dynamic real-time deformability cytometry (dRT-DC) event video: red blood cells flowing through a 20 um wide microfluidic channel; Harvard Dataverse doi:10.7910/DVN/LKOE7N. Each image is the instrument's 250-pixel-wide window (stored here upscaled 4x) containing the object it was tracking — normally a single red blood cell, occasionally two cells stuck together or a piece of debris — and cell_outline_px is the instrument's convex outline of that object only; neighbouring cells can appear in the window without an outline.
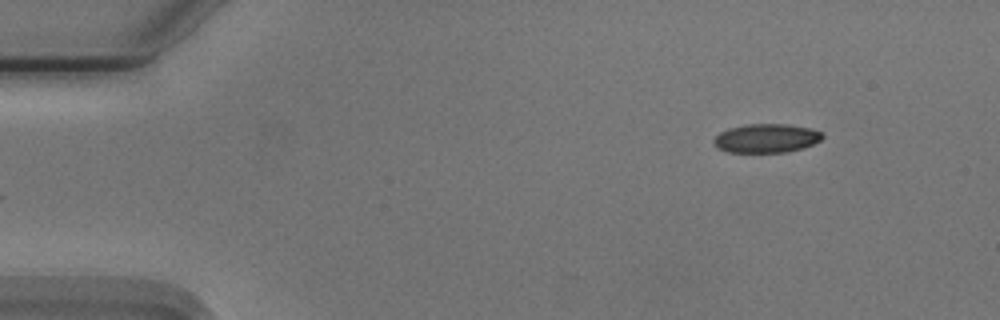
{"species": "Egyptian fruit bat (a non-hibernating species)", "species_latin": "Rousettus aegyptiacus", "temperature_condition": "cold", "stored_images_in_passage": 49, "camera_frame_rate_fps": 3000, "um_per_image_px": 0.085, "animal": {"sex": "male"}, "frame": {"image": 1, "passage_image": 1, "time_ms": 0.0, "image_size_px": [1000, 320], "cell_outline_px": [[824, 136], [820, 140], [804, 148], [788, 152], [728, 152], [716, 148], [712, 140], [720, 132], [728, 128], [748, 124], [788, 124], [808, 128], [820, 132]], "centroid_in_image_um": [65.1, 11.76], "position_along_channel_um": 19.9, "area_um2": 18.26}}
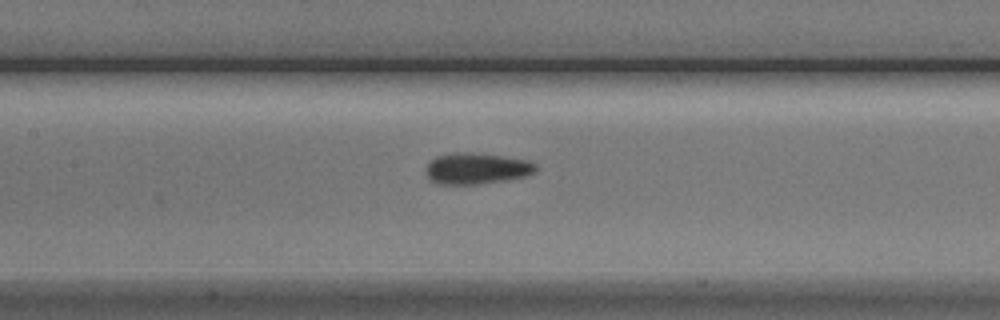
{"frame": {"image": 2, "passage_image": 20, "time_ms": 6.333, "image_size_px": [1000, 320], "cell_outline_px": [[536, 172], [524, 176], [508, 180], [480, 184], [436, 184], [428, 180], [424, 172], [424, 168], [428, 160], [436, 156], [456, 152], [460, 152], [504, 156], [528, 160], [536, 164]], "centroid_in_image_um": [40.44, 14.33], "position_along_channel_um": 167.0, "area_um2": 20.35}}
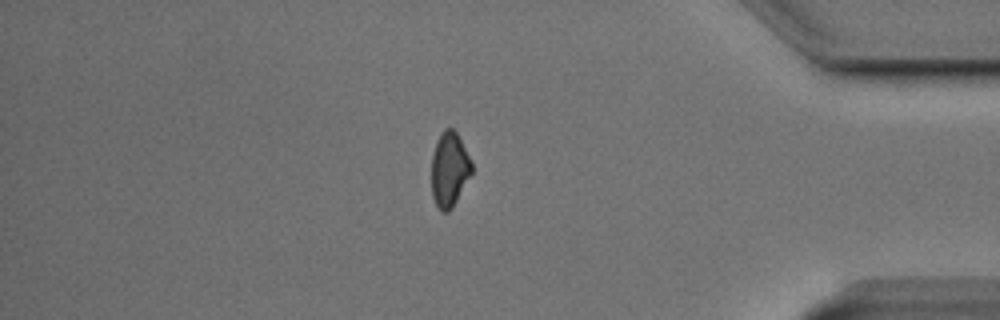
{"frame": {"image": 3, "passage_image": 41, "time_ms": 13.333, "image_size_px": [1000, 320], "cell_outline_px": [[472, 172], [452, 208], [448, 212], [440, 212], [432, 196], [432, 156], [436, 140], [444, 128], [452, 128], [456, 132], [472, 160]], "centroid_in_image_um": [38.19, 14.39], "position_along_channel_um": 397.0, "area_um2": 17.51}, "authors_computed_cell_mechanics": {"area_um2": 19.0162, "velocity_mm_per_s": 3.7493, "shape_relaxation_time_tau1_ms": null, "shape_relaxation_time_tau2_ms": 5.6969, "deformation_change_tau1": null, "deformation_change_tau2": 0.096}}